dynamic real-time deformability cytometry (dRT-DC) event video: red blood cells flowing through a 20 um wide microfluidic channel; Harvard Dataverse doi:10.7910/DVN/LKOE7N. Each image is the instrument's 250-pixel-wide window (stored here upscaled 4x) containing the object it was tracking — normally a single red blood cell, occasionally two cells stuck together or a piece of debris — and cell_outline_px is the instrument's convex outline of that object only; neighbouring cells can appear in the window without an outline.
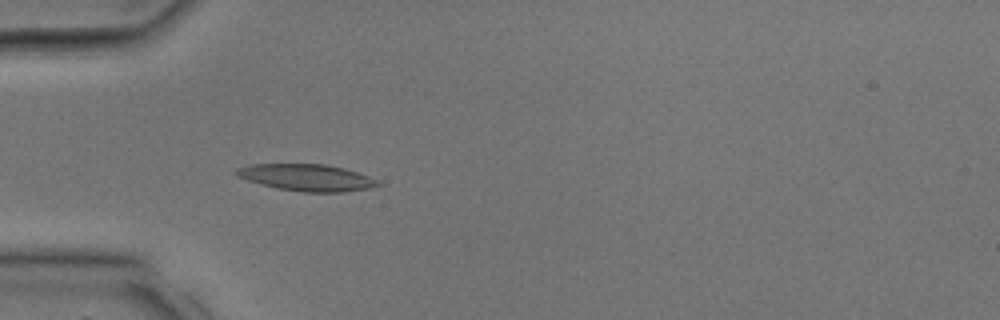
{"species": "common noctule bat (a hibernating species)", "species_latin": "Nyctalus noctula", "temperature_condition": "room temperature", "stored_images_in_passage": 34, "camera_frame_rate_fps": 3000, "um_per_image_px": 0.085, "animal": {"sex": "male", "body_mass_g": 17.9, "forearm_length_mm": 54.2}, "frame": {"image": 1, "passage_image": 11, "time_ms": 3.333, "image_size_px": [1000, 320], "cell_outline_px": [[384, 184], [368, 188], [344, 192], [300, 192], [260, 184], [248, 180], [232, 172], [236, 168], [252, 164], [328, 164], [344, 168], [380, 180]], "centroid_in_image_um": [26.11, 15.09], "position_along_channel_um": 58.9, "area_um2": 22.08}}
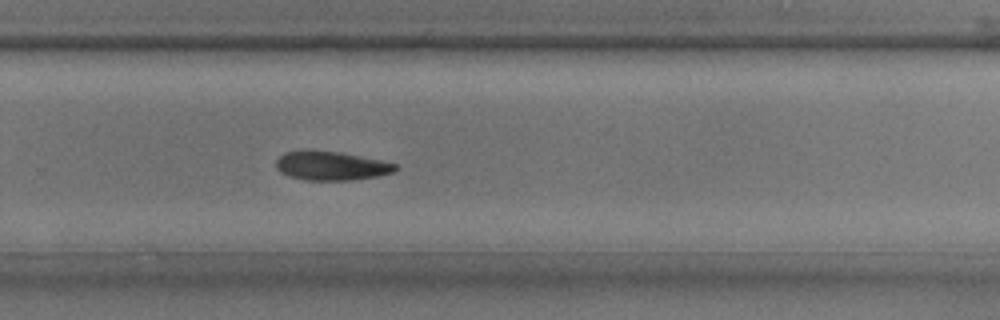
{"frame": {"image": 2, "passage_image": 23, "time_ms": 7.333, "image_size_px": [1000, 320], "cell_outline_px": [[400, 168], [392, 172], [376, 176], [352, 180], [308, 180], [288, 176], [280, 172], [276, 168], [276, 160], [284, 152], [300, 148], [340, 152], [400, 164]], "centroid_in_image_um": [28.12, 14.06], "position_along_channel_um": 301.7, "area_um2": 20.52}}
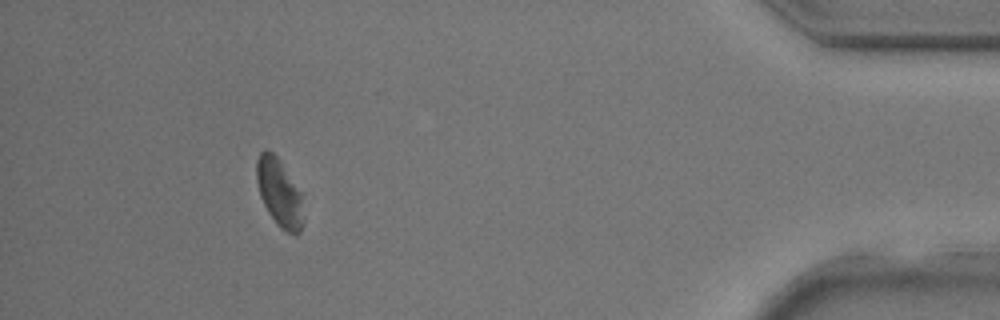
{"frame": {"image": 3, "passage_image": 31, "time_ms": 10.0, "image_size_px": [1000, 320], "cell_outline_px": [[304, 220], [300, 232], [288, 232], [280, 228], [276, 224], [268, 212], [260, 196], [256, 180], [256, 160], [260, 152], [264, 148], [268, 148], [280, 160], [300, 192]], "centroid_in_image_um": [23.71, 16.35], "position_along_channel_um": 411.5, "area_um2": 18.44}}